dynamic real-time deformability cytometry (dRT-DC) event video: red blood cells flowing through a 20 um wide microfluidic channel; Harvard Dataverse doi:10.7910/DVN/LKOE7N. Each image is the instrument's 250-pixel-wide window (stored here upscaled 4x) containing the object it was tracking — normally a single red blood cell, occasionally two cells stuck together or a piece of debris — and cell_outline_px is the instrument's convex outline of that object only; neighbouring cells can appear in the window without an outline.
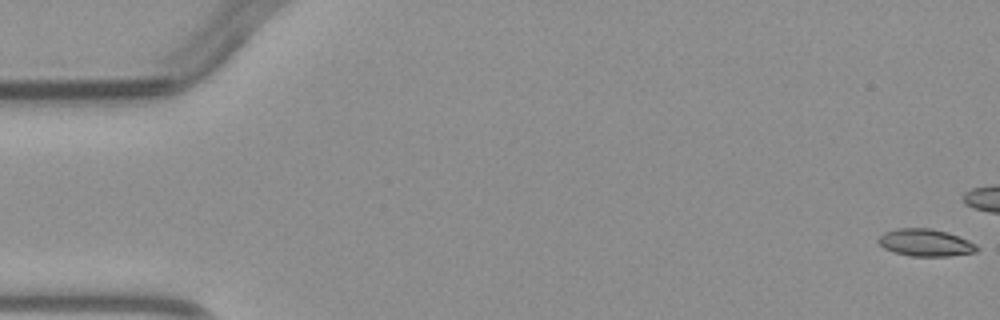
{"species": "common noctule bat (a hibernating species)", "species_latin": "Nyctalus noctula", "temperature_condition": "warm", "stored_images_in_passage": 8, "camera_frame_rate_fps": 3000, "um_per_image_px": 0.085, "animal": {"sex": "male", "body_mass_g": 23.1, "forearm_length_mm": 52.7}, "frame": {"image": 1, "passage_image": 1, "time_ms": 0.0, "image_size_px": [1000, 320], "cell_outline_px": [[980, 248], [976, 252], [948, 256], [908, 256], [892, 252], [884, 248], [876, 240], [884, 232], [896, 228], [928, 228], [948, 232], [968, 240], [976, 244]], "centroid_in_image_um": [78.65, 20.63], "position_along_channel_um": 6.3, "area_um2": 15.78}}
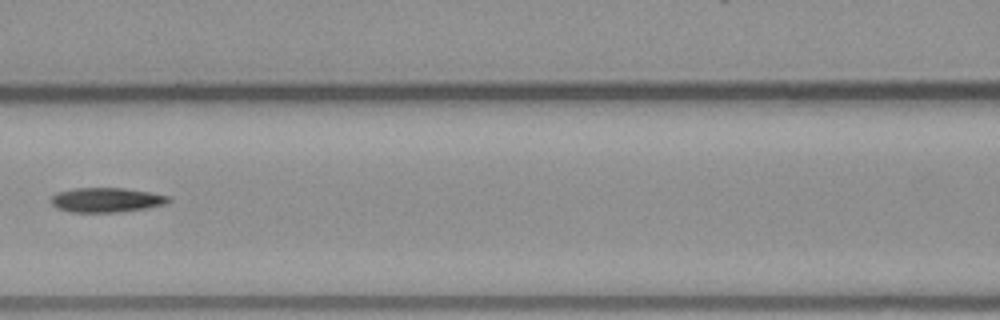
{"frame": {"image": 2, "passage_image": 7, "time_ms": 8.0, "image_size_px": [1000, 320], "cell_outline_px": [[172, 200], [164, 204], [148, 208], [116, 212], [72, 212], [56, 208], [48, 200], [56, 192], [76, 188], [124, 188], [152, 192], [168, 196]], "centroid_in_image_um": [9.02, 16.99], "position_along_channel_um": 157.6, "area_um2": 16.94}}
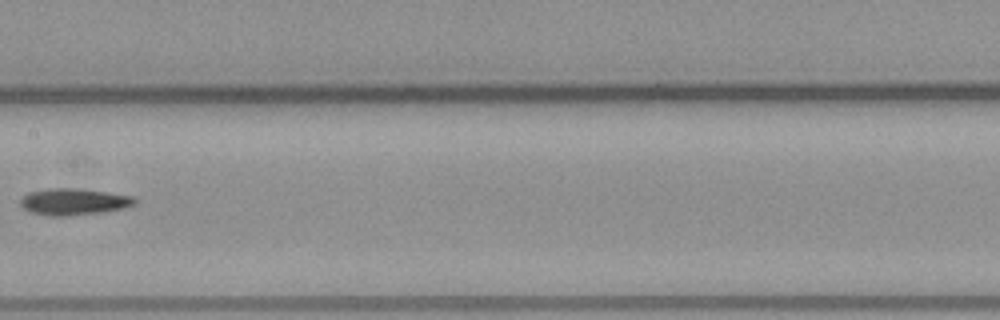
{"frame": {"image": 3, "passage_image": 8, "time_ms": 9.0, "image_size_px": [1000, 320], "cell_outline_px": [[140, 200], [136, 204], [124, 208], [104, 212], [68, 216], [48, 216], [32, 212], [24, 208], [20, 204], [20, 200], [28, 192], [48, 188], [76, 188], [136, 196]], "centroid_in_image_um": [6.33, 17.14], "position_along_channel_um": 201.1, "area_um2": 17.98}}